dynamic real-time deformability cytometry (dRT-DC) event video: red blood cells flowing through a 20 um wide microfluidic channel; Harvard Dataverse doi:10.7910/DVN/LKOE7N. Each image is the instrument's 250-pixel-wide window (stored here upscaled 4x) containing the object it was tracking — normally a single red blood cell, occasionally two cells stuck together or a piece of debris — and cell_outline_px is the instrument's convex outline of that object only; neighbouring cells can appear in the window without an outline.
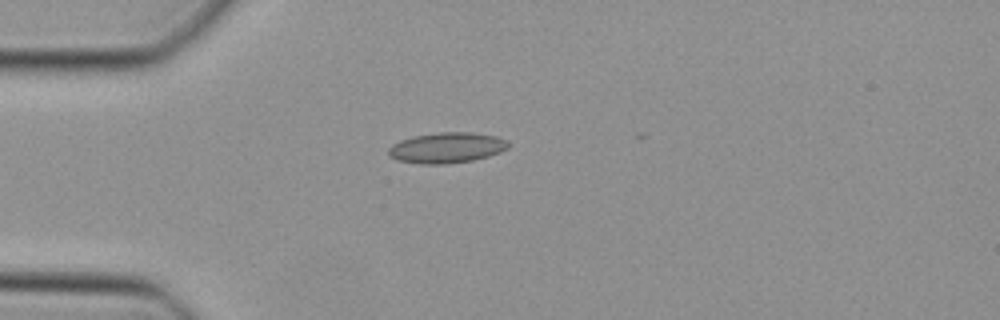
{"species": "Egyptian fruit bat (a non-hibernating species)", "species_latin": "Rousettus aegyptiacus", "temperature_condition": "cold", "stored_images_in_passage": 12, "camera_frame_rate_fps": 3000, "um_per_image_px": 0.085, "animal": {"sex": "female"}, "frame": {"image": 1, "passage_image": 1, "time_ms": 0.0, "image_size_px": [1000, 320], "cell_outline_px": [[508, 148], [500, 152], [488, 156], [472, 160], [444, 164], [420, 164], [396, 160], [388, 156], [388, 148], [392, 144], [400, 140], [412, 136], [440, 132], [472, 132], [496, 136], [508, 140]], "centroid_in_image_um": [37.94, 12.55], "position_along_channel_um": 47.1, "area_um2": 21.5}}
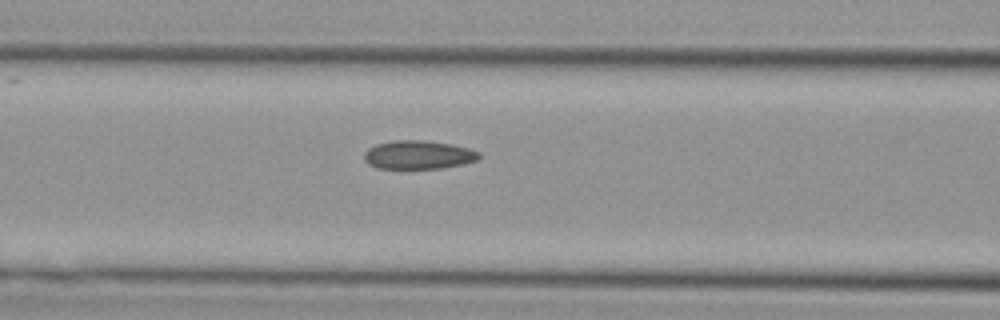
{"frame": {"image": 2, "passage_image": 8, "time_ms": 2.333, "image_size_px": [1000, 320], "cell_outline_px": [[480, 156], [476, 160], [464, 164], [440, 168], [376, 168], [368, 164], [364, 160], [364, 152], [368, 148], [376, 144], [392, 140], [424, 140], [452, 144], [468, 148], [480, 152]], "centroid_in_image_um": [35.54, 13.15], "position_along_channel_um": 131.1, "area_um2": 19.19}}
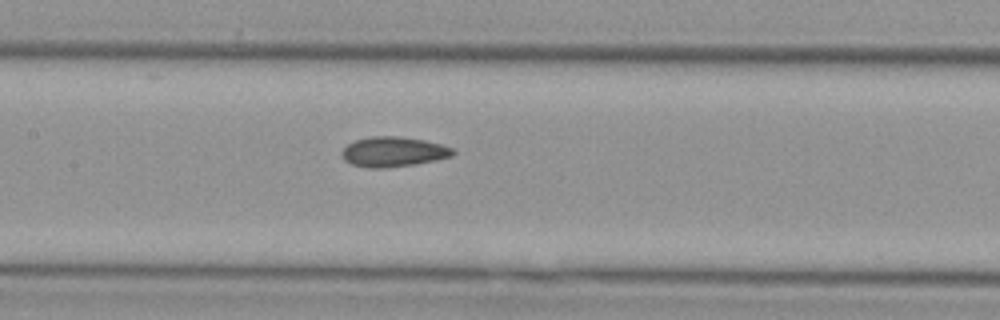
{"frame": {"image": 3, "passage_image": 11, "time_ms": 3.333, "image_size_px": [1000, 320], "cell_outline_px": [[456, 152], [452, 156], [436, 160], [416, 164], [384, 168], [368, 168], [352, 164], [344, 160], [340, 152], [348, 144], [356, 140], [368, 136], [396, 136], [424, 140], [440, 144], [452, 148]], "centroid_in_image_um": [33.42, 12.9], "position_along_channel_um": 174.0, "area_um2": 19.42}}